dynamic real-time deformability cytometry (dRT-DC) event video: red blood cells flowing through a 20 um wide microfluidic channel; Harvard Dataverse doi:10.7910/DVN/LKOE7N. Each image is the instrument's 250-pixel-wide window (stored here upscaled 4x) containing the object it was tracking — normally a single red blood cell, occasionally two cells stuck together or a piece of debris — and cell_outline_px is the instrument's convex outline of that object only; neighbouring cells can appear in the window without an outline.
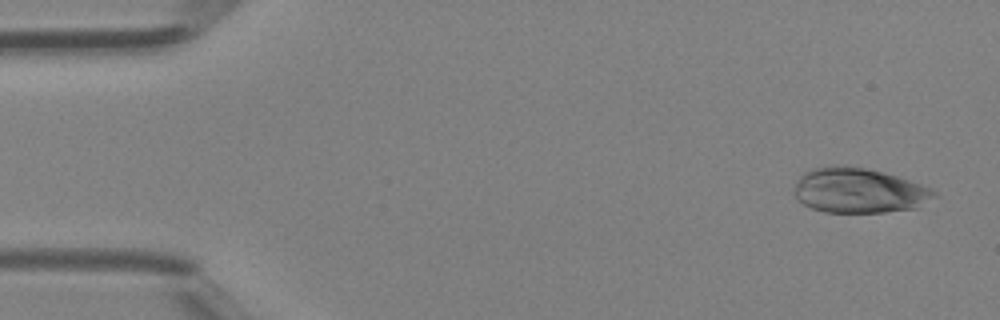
{"species": "Egyptian fruit bat (a non-hibernating species)", "species_latin": "Rousettus aegyptiacus", "temperature_condition": "room temperature", "stored_images_in_passage": 41, "camera_frame_rate_fps": 3000, "um_per_image_px": 0.085, "animal": {"sex": "female"}, "frame": {"image": 1, "passage_image": 1, "time_ms": 0.0, "image_size_px": [1000, 320], "cell_outline_px": [[940, 196], [916, 208], [884, 212], [824, 212], [812, 208], [796, 200], [792, 192], [792, 188], [800, 176], [804, 172], [812, 168], [844, 164], [864, 168], [896, 176], [932, 188]], "centroid_in_image_um": [72.98, 16.2], "position_along_channel_um": 12.0, "area_um2": 36.99}}
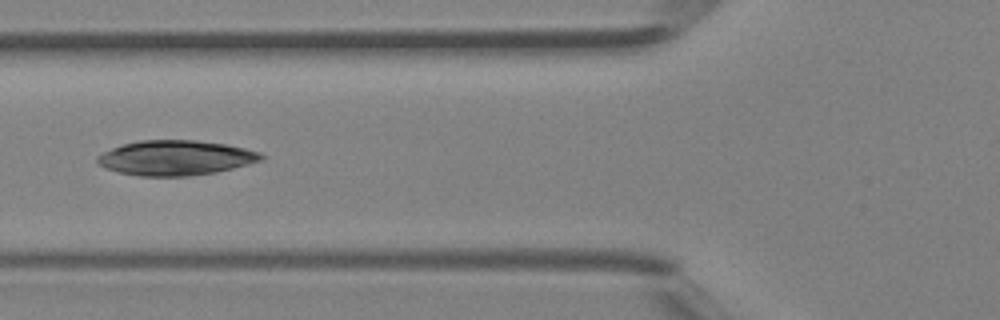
{"frame": {"image": 2, "passage_image": 15, "time_ms": 4.667, "image_size_px": [1000, 320], "cell_outline_px": [[264, 156], [260, 160], [232, 168], [216, 172], [188, 176], [140, 176], [120, 172], [104, 168], [96, 160], [96, 156], [112, 148], [124, 144], [140, 140], [196, 140], [228, 144], [260, 152]], "centroid_in_image_um": [14.91, 13.41], "position_along_channel_um": 110.9, "area_um2": 33.12}}
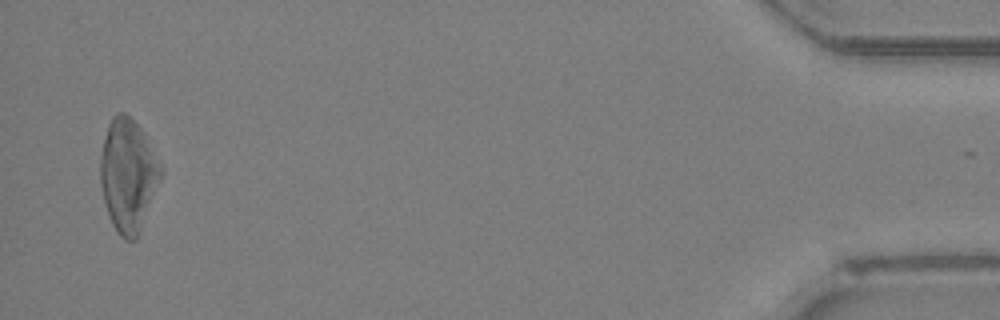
{"frame": {"image": 3, "passage_image": 40, "time_ms": 13.0, "image_size_px": [1000, 320], "cell_outline_px": [[164, 172], [136, 240], [124, 240], [116, 232], [112, 224], [104, 200], [100, 184], [100, 156], [104, 136], [108, 124], [112, 116], [116, 112], [124, 112], [140, 128]], "centroid_in_image_um": [10.86, 14.91], "position_along_channel_um": 424.3, "area_um2": 39.42}}